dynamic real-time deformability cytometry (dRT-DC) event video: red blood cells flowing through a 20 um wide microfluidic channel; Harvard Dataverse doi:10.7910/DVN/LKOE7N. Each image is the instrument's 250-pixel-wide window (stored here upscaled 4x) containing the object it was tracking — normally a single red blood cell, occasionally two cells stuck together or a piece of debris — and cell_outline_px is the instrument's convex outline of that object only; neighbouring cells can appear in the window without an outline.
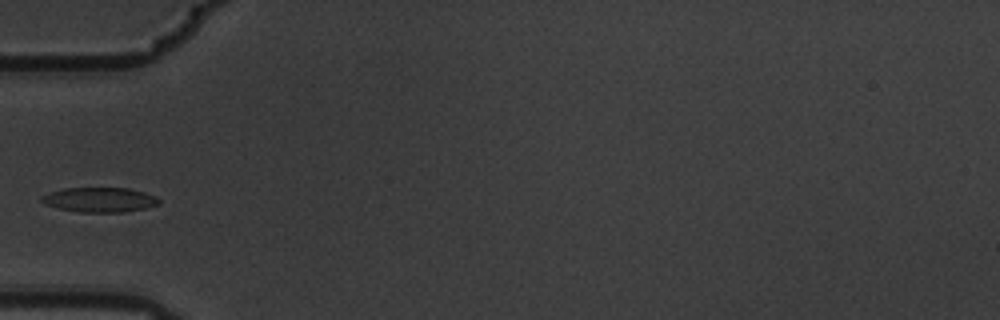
{"species": "common noctule bat (a hibernating species)", "species_latin": "Nyctalus noctula", "temperature_condition": "warm", "stored_images_in_passage": 4, "camera_frame_rate_fps": 3000, "um_per_image_px": 0.085, "animal": {"sex": "male", "body_mass_g": 19.5, "forearm_length_mm": 54.6}, "frame": {"image": 1, "passage_image": 4, "time_ms": 1.0, "image_size_px": [1000, 320], "cell_outline_px": [[160, 204], [144, 208], [124, 212], [80, 212], [60, 208], [48, 204], [40, 200], [40, 196], [64, 188], [128, 188], [144, 192], [156, 196], [160, 200]], "centroid_in_image_um": [8.51, 16.97], "position_along_channel_um": 76.5, "area_um2": 16.7}}